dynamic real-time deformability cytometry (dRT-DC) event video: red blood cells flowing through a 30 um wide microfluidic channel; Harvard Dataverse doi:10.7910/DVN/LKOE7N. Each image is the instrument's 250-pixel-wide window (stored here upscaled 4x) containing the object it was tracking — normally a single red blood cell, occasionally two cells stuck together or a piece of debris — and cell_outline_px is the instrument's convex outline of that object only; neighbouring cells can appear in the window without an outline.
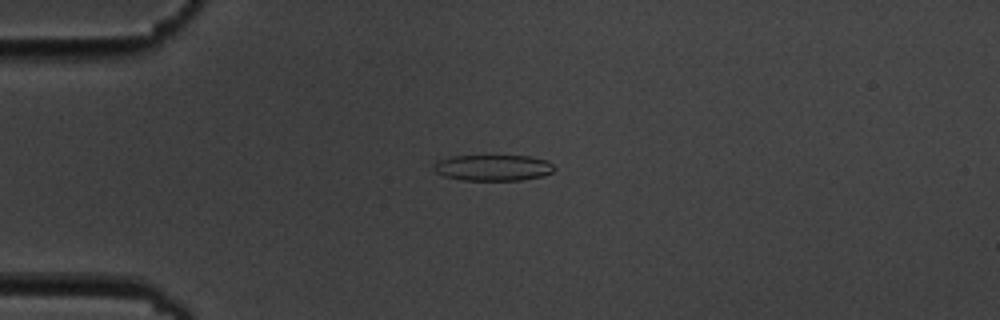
{"species": "common noctule bat (a hibernating species)", "species_latin": "Nyctalus noctula", "temperature_condition": "cold", "stored_images_in_passage": 10, "camera_frame_rate_fps": 3000, "um_per_image_px": 0.085, "animal": {"sex": "male", "body_mass_g": 19.5, "forearm_length_mm": 54.6}, "frame": {"image": 1, "passage_image": 4, "time_ms": 4.333, "image_size_px": [1000, 320], "cell_outline_px": [[556, 168], [552, 172], [544, 176], [520, 180], [464, 180], [444, 176], [436, 172], [432, 168], [432, 164], [440, 160], [452, 156], [528, 156], [548, 160]], "centroid_in_image_um": [41.93, 14.25], "position_along_channel_um": 43.1, "area_um2": 18.32}}
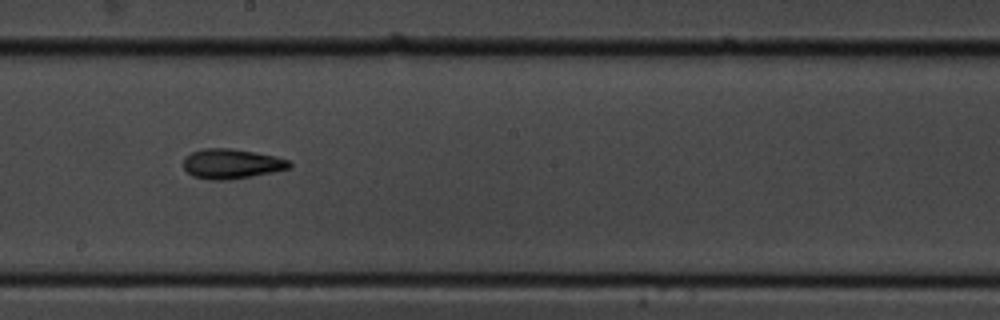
{"frame": {"image": 2, "passage_image": 9, "time_ms": 10.333, "image_size_px": [1000, 320], "cell_outline_px": [[292, 164], [288, 168], [272, 172], [252, 176], [224, 180], [212, 180], [192, 176], [184, 168], [184, 156], [192, 152], [204, 148], [232, 148], [276, 156], [288, 160]], "centroid_in_image_um": [19.66, 13.91], "position_along_channel_um": 228.5, "area_um2": 18.32}}
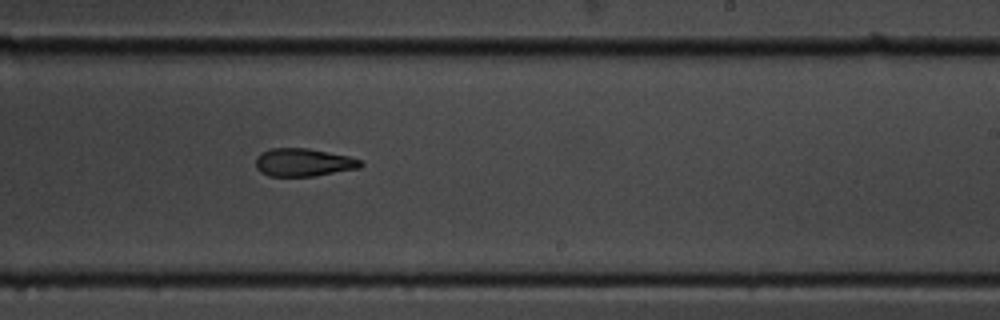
{"frame": {"image": 3, "passage_image": 10, "time_ms": 11.333, "image_size_px": [1000, 320], "cell_outline_px": [[364, 164], [360, 168], [316, 176], [268, 176], [260, 172], [256, 168], [256, 156], [260, 152], [272, 148], [308, 148], [348, 156], [360, 160]], "centroid_in_image_um": [25.77, 13.81], "position_along_channel_um": 263.2, "area_um2": 17.22}}